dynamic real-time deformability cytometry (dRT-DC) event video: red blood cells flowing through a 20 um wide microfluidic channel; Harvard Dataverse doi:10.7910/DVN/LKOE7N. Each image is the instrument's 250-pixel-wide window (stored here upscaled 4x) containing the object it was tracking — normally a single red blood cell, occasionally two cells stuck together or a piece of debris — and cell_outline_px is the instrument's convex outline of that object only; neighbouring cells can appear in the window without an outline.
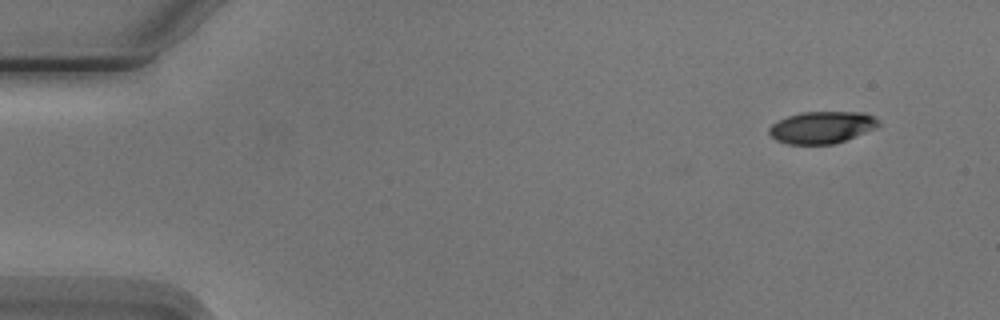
{"species": "Egyptian fruit bat (a non-hibernating species)", "species_latin": "Rousettus aegyptiacus", "temperature_condition": "cold", "stored_images_in_passage": 2, "camera_frame_rate_fps": 3000, "um_per_image_px": 0.085, "animal": {"sex": "male"}, "frame": {"image": 1, "passage_image": 2, "time_ms": 1.333, "image_size_px": [1000, 320], "cell_outline_px": [[880, 124], [876, 128], [844, 140], [832, 144], [788, 144], [776, 140], [768, 132], [768, 128], [772, 124], [788, 116], [804, 112], [864, 112], [872, 116]], "centroid_in_image_um": [69.84, 10.82], "position_along_channel_um": 15.2, "area_um2": 20.11}}